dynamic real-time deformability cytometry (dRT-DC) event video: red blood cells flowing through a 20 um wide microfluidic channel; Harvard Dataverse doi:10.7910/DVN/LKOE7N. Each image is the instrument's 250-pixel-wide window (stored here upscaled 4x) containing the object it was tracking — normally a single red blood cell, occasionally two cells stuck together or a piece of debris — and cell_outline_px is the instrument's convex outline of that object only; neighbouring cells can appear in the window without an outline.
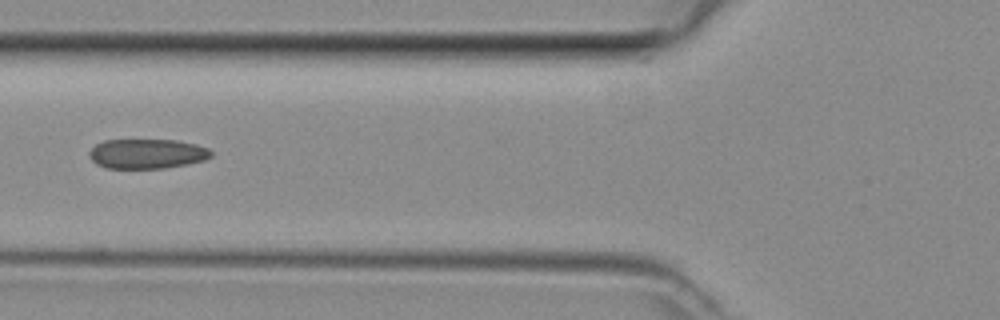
{"species": "common noctule bat (a hibernating species)", "species_latin": "Nyctalus noctula", "temperature_condition": "room temperature", "stored_images_in_passage": 7, "camera_frame_rate_fps": 3000, "um_per_image_px": 0.085, "animal": {"sex": "female", "body_mass_g": 29.2, "forearm_length_mm": 56.3}, "frame": {"image": 1, "passage_image": 6, "time_ms": 1.667, "image_size_px": [1000, 320], "cell_outline_px": [[212, 156], [204, 160], [188, 164], [164, 168], [104, 168], [96, 164], [88, 156], [88, 152], [96, 144], [104, 140], [176, 140], [196, 144], [208, 148], [212, 152]], "centroid_in_image_um": [12.48, 13.07], "position_along_channel_um": 113.3, "area_um2": 21.21}}
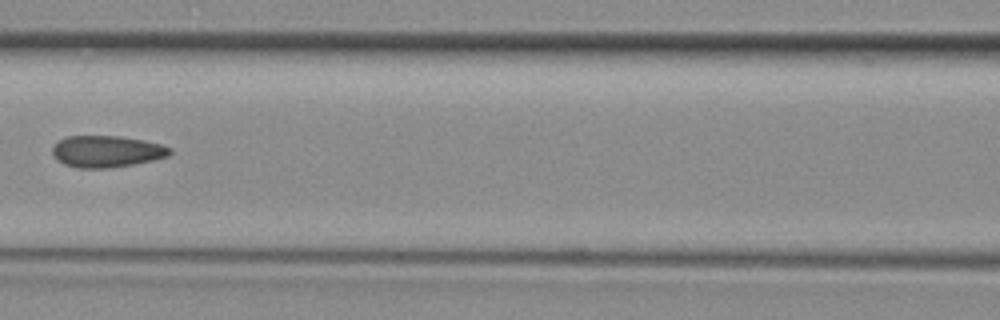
{"frame": {"image": 2, "passage_image": 7, "time_ms": 2.0, "image_size_px": [1000, 320], "cell_outline_px": [[172, 152], [168, 156], [152, 160], [132, 164], [108, 168], [76, 168], [64, 164], [56, 160], [52, 152], [52, 148], [60, 140], [68, 136], [120, 136], [144, 140], [160, 144], [172, 148]], "centroid_in_image_um": [9.06, 12.87], "position_along_channel_um": 157.5, "area_um2": 21.62}}